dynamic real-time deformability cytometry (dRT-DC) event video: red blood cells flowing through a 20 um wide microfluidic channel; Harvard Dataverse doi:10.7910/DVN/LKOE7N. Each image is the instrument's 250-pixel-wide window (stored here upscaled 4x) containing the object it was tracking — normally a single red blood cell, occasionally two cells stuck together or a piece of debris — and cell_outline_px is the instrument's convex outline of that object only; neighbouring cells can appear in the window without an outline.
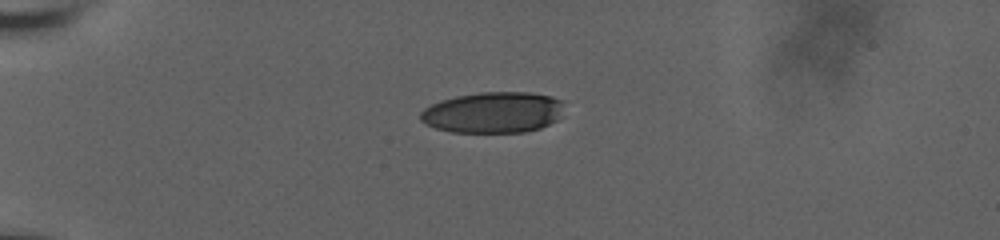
{"species": "human", "species_latin": "Homo sapiens", "temperature_condition": "room temperature", "stored_images_in_passage": 44, "camera_frame_rate_fps": 3000, "um_per_image_px": 0.085, "donor": {"sex": "male"}, "frame": {"image": 1, "passage_image": 1, "time_ms": 0.0, "image_size_px": [1000, 240], "cell_outline_px": [[564, 100], [560, 116], [556, 120], [540, 128], [524, 132], [452, 132], [436, 128], [420, 120], [420, 112], [424, 108], [440, 100], [456, 96], [480, 92], [528, 92], [552, 96]], "centroid_in_image_um": [41.93, 9.55], "position_along_channel_um": 43.1, "area_um2": 34.39}}
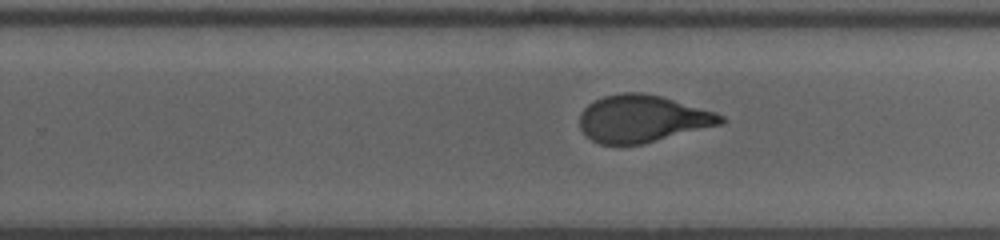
{"frame": {"image": 2, "passage_image": 24, "time_ms": 7.667, "image_size_px": [1000, 240], "cell_outline_px": [[728, 120], [724, 124], [644, 144], [600, 144], [592, 140], [580, 128], [580, 112], [588, 104], [604, 96], [624, 92], [644, 92], [660, 96], [716, 112], [724, 116]], "centroid_in_image_um": [54.65, 10.09], "position_along_channel_um": 275.1, "area_um2": 38.96}}
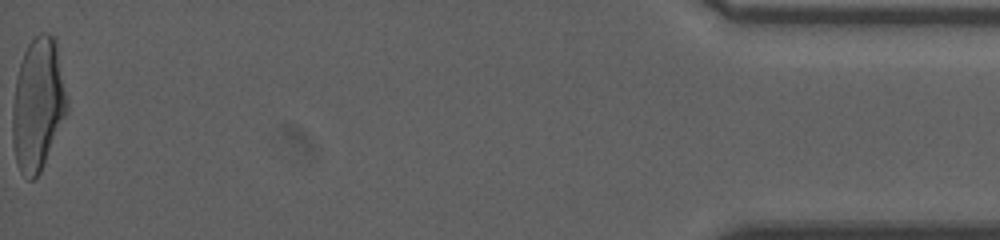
{"frame": {"image": 3, "passage_image": 44, "time_ms": 14.333, "image_size_px": [1000, 240], "cell_outline_px": [[68, 112], [40, 172], [32, 180], [28, 180], [20, 172], [16, 164], [12, 144], [12, 108], [16, 80], [20, 64], [24, 52], [28, 44], [40, 32], [48, 32], [56, 36], [68, 108]], "centroid_in_image_um": [3.22, 8.88], "position_along_channel_um": 432.0, "area_um2": 42.37}, "authors_computed_cell_mechanics": {"area_um2": 39.5641, "velocity_mm_per_s": 3.6498, "shape_relaxation_time_tau1_ms": null, "shape_relaxation_time_tau2_ms": 0.8278, "deformation_change_tau1": null, "deformation_change_tau2": 0.0759}}